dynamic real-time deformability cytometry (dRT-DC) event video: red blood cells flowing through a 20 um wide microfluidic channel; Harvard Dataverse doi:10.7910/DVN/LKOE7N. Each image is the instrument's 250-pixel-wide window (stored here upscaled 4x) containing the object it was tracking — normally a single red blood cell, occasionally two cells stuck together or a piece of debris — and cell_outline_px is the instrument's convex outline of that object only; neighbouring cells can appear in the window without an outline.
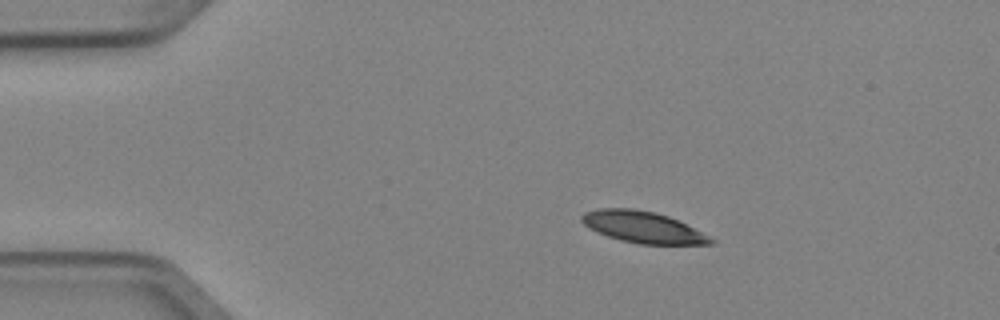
{"species": "Egyptian fruit bat (a non-hibernating species)", "species_latin": "Rousettus aegyptiacus", "temperature_condition": "cold", "stored_images_in_passage": 7, "camera_frame_rate_fps": 3000, "um_per_image_px": 0.085, "animal": {"sex": "female"}, "frame": {"image": 1, "passage_image": 1, "time_ms": 0.0, "image_size_px": [1000, 320], "cell_outline_px": [[716, 240], [712, 244], [640, 244], [620, 240], [608, 236], [588, 228], [580, 220], [580, 216], [584, 212], [600, 208], [632, 208], [656, 212], [668, 216]], "centroid_in_image_um": [54.58, 19.3], "position_along_channel_um": 30.4, "area_um2": 23.41}}
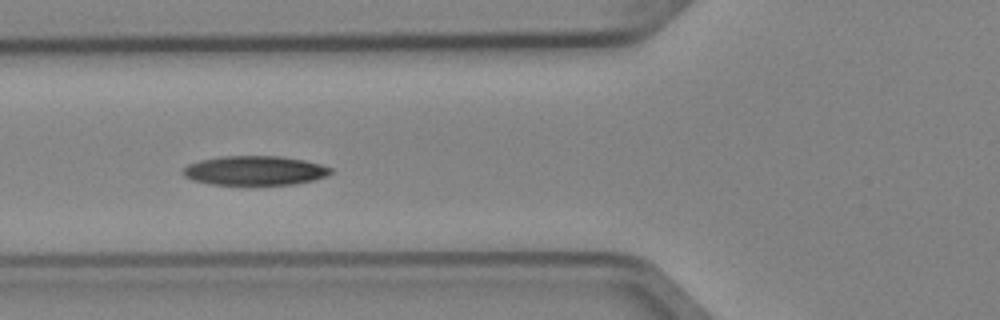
{"frame": {"image": 2, "passage_image": 4, "time_ms": 1.0, "image_size_px": [1000, 320], "cell_outline_px": [[332, 172], [328, 176], [296, 184], [212, 184], [192, 180], [184, 176], [180, 172], [188, 164], [200, 160], [224, 156], [280, 156], [304, 160], [320, 164], [332, 168]], "centroid_in_image_um": [21.65, 14.49], "position_along_channel_um": 104.1, "area_um2": 25.14}}
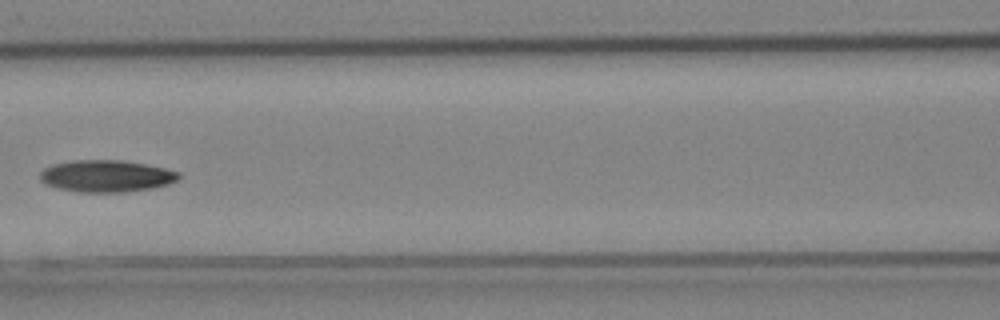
{"frame": {"image": 3, "passage_image": 5, "time_ms": 1.333, "image_size_px": [1000, 320], "cell_outline_px": [[180, 176], [176, 180], [168, 184], [152, 188], [124, 192], [80, 192], [56, 188], [44, 184], [40, 180], [40, 172], [44, 168], [52, 164], [72, 160], [120, 160], [144, 164], [164, 168], [180, 172]], "centroid_in_image_um": [8.99, 14.96], "position_along_channel_um": 157.6, "area_um2": 25.84}}